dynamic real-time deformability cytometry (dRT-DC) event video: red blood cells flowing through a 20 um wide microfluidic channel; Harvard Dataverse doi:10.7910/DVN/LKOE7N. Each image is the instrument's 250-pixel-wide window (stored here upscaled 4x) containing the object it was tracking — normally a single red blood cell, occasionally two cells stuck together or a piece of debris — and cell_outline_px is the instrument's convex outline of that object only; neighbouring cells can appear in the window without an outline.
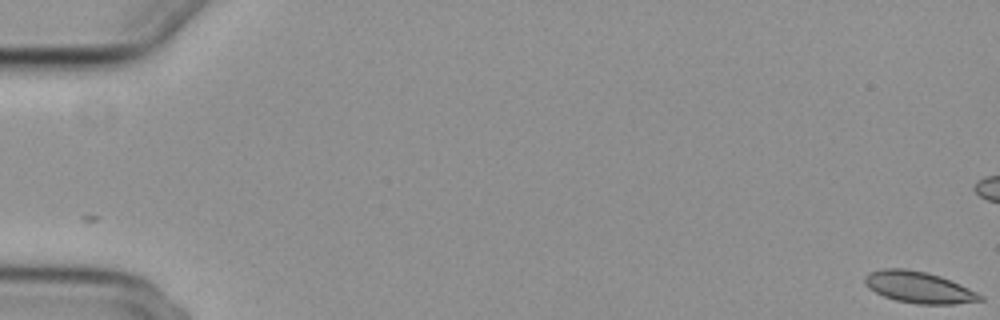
{"species": "common noctule bat (a hibernating species)", "species_latin": "Nyctalus noctula", "temperature_condition": "cold", "stored_images_in_passage": 11, "camera_frame_rate_fps": 3000, "um_per_image_px": 0.085, "animal": {"sex": "female", "body_mass_g": 29.2, "forearm_length_mm": 56.3}, "frame": {"image": 1, "passage_image": 1, "time_ms": 0.0, "image_size_px": [1000, 320], "cell_outline_px": [[984, 300], [952, 304], [916, 304], [896, 300], [884, 296], [868, 288], [864, 284], [864, 276], [868, 272], [880, 268], [904, 268], [924, 272], [940, 276], [952, 280], [984, 296]], "centroid_in_image_um": [78.07, 24.41], "position_along_channel_um": 6.9, "area_um2": 21.21}}